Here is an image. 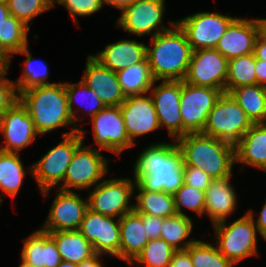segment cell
Instances as JSON below:
<instances>
[{
	"label": "cell",
	"instance_id": "obj_33",
	"mask_svg": "<svg viewBox=\"0 0 266 267\" xmlns=\"http://www.w3.org/2000/svg\"><path fill=\"white\" fill-rule=\"evenodd\" d=\"M256 58L253 53L228 60V74L225 82V93L234 88L257 84L255 72Z\"/></svg>",
	"mask_w": 266,
	"mask_h": 267
},
{
	"label": "cell",
	"instance_id": "obj_25",
	"mask_svg": "<svg viewBox=\"0 0 266 267\" xmlns=\"http://www.w3.org/2000/svg\"><path fill=\"white\" fill-rule=\"evenodd\" d=\"M236 163L266 171V123H254L235 145Z\"/></svg>",
	"mask_w": 266,
	"mask_h": 267
},
{
	"label": "cell",
	"instance_id": "obj_13",
	"mask_svg": "<svg viewBox=\"0 0 266 267\" xmlns=\"http://www.w3.org/2000/svg\"><path fill=\"white\" fill-rule=\"evenodd\" d=\"M228 60L216 49L192 52L184 82L194 86L219 89L225 93Z\"/></svg>",
	"mask_w": 266,
	"mask_h": 267
},
{
	"label": "cell",
	"instance_id": "obj_50",
	"mask_svg": "<svg viewBox=\"0 0 266 267\" xmlns=\"http://www.w3.org/2000/svg\"><path fill=\"white\" fill-rule=\"evenodd\" d=\"M11 59L0 48V76L8 72Z\"/></svg>",
	"mask_w": 266,
	"mask_h": 267
},
{
	"label": "cell",
	"instance_id": "obj_4",
	"mask_svg": "<svg viewBox=\"0 0 266 267\" xmlns=\"http://www.w3.org/2000/svg\"><path fill=\"white\" fill-rule=\"evenodd\" d=\"M184 166L200 168L211 179L232 177L235 146L202 133H188L176 139Z\"/></svg>",
	"mask_w": 266,
	"mask_h": 267
},
{
	"label": "cell",
	"instance_id": "obj_1",
	"mask_svg": "<svg viewBox=\"0 0 266 267\" xmlns=\"http://www.w3.org/2000/svg\"><path fill=\"white\" fill-rule=\"evenodd\" d=\"M175 142L154 143L134 164V181L144 190L174 195L184 183L183 155Z\"/></svg>",
	"mask_w": 266,
	"mask_h": 267
},
{
	"label": "cell",
	"instance_id": "obj_9",
	"mask_svg": "<svg viewBox=\"0 0 266 267\" xmlns=\"http://www.w3.org/2000/svg\"><path fill=\"white\" fill-rule=\"evenodd\" d=\"M100 149L83 146L75 150L72 160L66 170L63 182L58 186L63 191L88 189L96 186L108 173L107 158L100 154Z\"/></svg>",
	"mask_w": 266,
	"mask_h": 267
},
{
	"label": "cell",
	"instance_id": "obj_7",
	"mask_svg": "<svg viewBox=\"0 0 266 267\" xmlns=\"http://www.w3.org/2000/svg\"><path fill=\"white\" fill-rule=\"evenodd\" d=\"M253 124L235 99L223 93L210 111L202 134L235 146Z\"/></svg>",
	"mask_w": 266,
	"mask_h": 267
},
{
	"label": "cell",
	"instance_id": "obj_24",
	"mask_svg": "<svg viewBox=\"0 0 266 267\" xmlns=\"http://www.w3.org/2000/svg\"><path fill=\"white\" fill-rule=\"evenodd\" d=\"M23 243L21 260L33 267H58L62 258L49 233L38 229Z\"/></svg>",
	"mask_w": 266,
	"mask_h": 267
},
{
	"label": "cell",
	"instance_id": "obj_41",
	"mask_svg": "<svg viewBox=\"0 0 266 267\" xmlns=\"http://www.w3.org/2000/svg\"><path fill=\"white\" fill-rule=\"evenodd\" d=\"M56 3L63 5L75 21L77 16H89L101 11L105 4L103 0H53V6Z\"/></svg>",
	"mask_w": 266,
	"mask_h": 267
},
{
	"label": "cell",
	"instance_id": "obj_49",
	"mask_svg": "<svg viewBox=\"0 0 266 267\" xmlns=\"http://www.w3.org/2000/svg\"><path fill=\"white\" fill-rule=\"evenodd\" d=\"M102 254H95L90 259H87L78 264V267H103L102 262H100V257Z\"/></svg>",
	"mask_w": 266,
	"mask_h": 267
},
{
	"label": "cell",
	"instance_id": "obj_19",
	"mask_svg": "<svg viewBox=\"0 0 266 267\" xmlns=\"http://www.w3.org/2000/svg\"><path fill=\"white\" fill-rule=\"evenodd\" d=\"M146 94L128 96L120 105L126 132L134 145L137 137L160 128L152 98Z\"/></svg>",
	"mask_w": 266,
	"mask_h": 267
},
{
	"label": "cell",
	"instance_id": "obj_15",
	"mask_svg": "<svg viewBox=\"0 0 266 267\" xmlns=\"http://www.w3.org/2000/svg\"><path fill=\"white\" fill-rule=\"evenodd\" d=\"M0 133L5 143L0 150L13 153H19L31 145L39 135L27 109L19 100L0 116Z\"/></svg>",
	"mask_w": 266,
	"mask_h": 267
},
{
	"label": "cell",
	"instance_id": "obj_26",
	"mask_svg": "<svg viewBox=\"0 0 266 267\" xmlns=\"http://www.w3.org/2000/svg\"><path fill=\"white\" fill-rule=\"evenodd\" d=\"M120 220L119 259L130 264L143 250L149 239L142 223V214L135 210L124 214Z\"/></svg>",
	"mask_w": 266,
	"mask_h": 267
},
{
	"label": "cell",
	"instance_id": "obj_5",
	"mask_svg": "<svg viewBox=\"0 0 266 267\" xmlns=\"http://www.w3.org/2000/svg\"><path fill=\"white\" fill-rule=\"evenodd\" d=\"M85 134L81 128L63 133L64 139L28 169L45 197L53 187L63 182L75 150L84 143Z\"/></svg>",
	"mask_w": 266,
	"mask_h": 267
},
{
	"label": "cell",
	"instance_id": "obj_32",
	"mask_svg": "<svg viewBox=\"0 0 266 267\" xmlns=\"http://www.w3.org/2000/svg\"><path fill=\"white\" fill-rule=\"evenodd\" d=\"M193 222L187 215L176 214L166 217L161 226L160 238L175 250H186L196 239H185L190 236L193 229Z\"/></svg>",
	"mask_w": 266,
	"mask_h": 267
},
{
	"label": "cell",
	"instance_id": "obj_11",
	"mask_svg": "<svg viewBox=\"0 0 266 267\" xmlns=\"http://www.w3.org/2000/svg\"><path fill=\"white\" fill-rule=\"evenodd\" d=\"M165 11V0H135L121 10L116 28H122L137 36L147 34L154 37L171 29L161 23Z\"/></svg>",
	"mask_w": 266,
	"mask_h": 267
},
{
	"label": "cell",
	"instance_id": "obj_14",
	"mask_svg": "<svg viewBox=\"0 0 266 267\" xmlns=\"http://www.w3.org/2000/svg\"><path fill=\"white\" fill-rule=\"evenodd\" d=\"M93 212H85L79 231L88 240L96 254L110 255L119 258L120 220Z\"/></svg>",
	"mask_w": 266,
	"mask_h": 267
},
{
	"label": "cell",
	"instance_id": "obj_10",
	"mask_svg": "<svg viewBox=\"0 0 266 267\" xmlns=\"http://www.w3.org/2000/svg\"><path fill=\"white\" fill-rule=\"evenodd\" d=\"M223 93L219 89L194 86L181 81L180 114L183 136L202 133L210 111Z\"/></svg>",
	"mask_w": 266,
	"mask_h": 267
},
{
	"label": "cell",
	"instance_id": "obj_30",
	"mask_svg": "<svg viewBox=\"0 0 266 267\" xmlns=\"http://www.w3.org/2000/svg\"><path fill=\"white\" fill-rule=\"evenodd\" d=\"M135 188L139 192L135 195L136 202L134 210L140 214H147L157 217H171L176 215L174 197L172 194L162 192H152L142 189L137 183Z\"/></svg>",
	"mask_w": 266,
	"mask_h": 267
},
{
	"label": "cell",
	"instance_id": "obj_40",
	"mask_svg": "<svg viewBox=\"0 0 266 267\" xmlns=\"http://www.w3.org/2000/svg\"><path fill=\"white\" fill-rule=\"evenodd\" d=\"M173 197L177 214L186 215L183 207L196 212L200 217L205 214V191L194 189L183 183Z\"/></svg>",
	"mask_w": 266,
	"mask_h": 267
},
{
	"label": "cell",
	"instance_id": "obj_12",
	"mask_svg": "<svg viewBox=\"0 0 266 267\" xmlns=\"http://www.w3.org/2000/svg\"><path fill=\"white\" fill-rule=\"evenodd\" d=\"M235 18L213 12H197L176 21L185 32L193 51L215 49Z\"/></svg>",
	"mask_w": 266,
	"mask_h": 267
},
{
	"label": "cell",
	"instance_id": "obj_2",
	"mask_svg": "<svg viewBox=\"0 0 266 267\" xmlns=\"http://www.w3.org/2000/svg\"><path fill=\"white\" fill-rule=\"evenodd\" d=\"M169 23L171 29L152 37L153 47H146L155 81H183L193 52L185 32L176 21Z\"/></svg>",
	"mask_w": 266,
	"mask_h": 267
},
{
	"label": "cell",
	"instance_id": "obj_53",
	"mask_svg": "<svg viewBox=\"0 0 266 267\" xmlns=\"http://www.w3.org/2000/svg\"><path fill=\"white\" fill-rule=\"evenodd\" d=\"M10 16V11L8 5L0 3V24L5 21L6 18Z\"/></svg>",
	"mask_w": 266,
	"mask_h": 267
},
{
	"label": "cell",
	"instance_id": "obj_54",
	"mask_svg": "<svg viewBox=\"0 0 266 267\" xmlns=\"http://www.w3.org/2000/svg\"><path fill=\"white\" fill-rule=\"evenodd\" d=\"M58 267H78V264L62 260Z\"/></svg>",
	"mask_w": 266,
	"mask_h": 267
},
{
	"label": "cell",
	"instance_id": "obj_43",
	"mask_svg": "<svg viewBox=\"0 0 266 267\" xmlns=\"http://www.w3.org/2000/svg\"><path fill=\"white\" fill-rule=\"evenodd\" d=\"M184 184L205 191L210 185L212 179L200 168L193 166H184Z\"/></svg>",
	"mask_w": 266,
	"mask_h": 267
},
{
	"label": "cell",
	"instance_id": "obj_39",
	"mask_svg": "<svg viewBox=\"0 0 266 267\" xmlns=\"http://www.w3.org/2000/svg\"><path fill=\"white\" fill-rule=\"evenodd\" d=\"M7 5L10 15L30 29V21L53 8V0H10Z\"/></svg>",
	"mask_w": 266,
	"mask_h": 267
},
{
	"label": "cell",
	"instance_id": "obj_51",
	"mask_svg": "<svg viewBox=\"0 0 266 267\" xmlns=\"http://www.w3.org/2000/svg\"><path fill=\"white\" fill-rule=\"evenodd\" d=\"M105 4L111 5L122 10L123 8L132 4L135 0H103Z\"/></svg>",
	"mask_w": 266,
	"mask_h": 267
},
{
	"label": "cell",
	"instance_id": "obj_34",
	"mask_svg": "<svg viewBox=\"0 0 266 267\" xmlns=\"http://www.w3.org/2000/svg\"><path fill=\"white\" fill-rule=\"evenodd\" d=\"M30 29L10 15L0 24V48L11 59L17 52L28 46Z\"/></svg>",
	"mask_w": 266,
	"mask_h": 267
},
{
	"label": "cell",
	"instance_id": "obj_3",
	"mask_svg": "<svg viewBox=\"0 0 266 267\" xmlns=\"http://www.w3.org/2000/svg\"><path fill=\"white\" fill-rule=\"evenodd\" d=\"M18 100L27 109L39 135L62 126L80 129L75 126L69 110L65 82L29 88L19 93Z\"/></svg>",
	"mask_w": 266,
	"mask_h": 267
},
{
	"label": "cell",
	"instance_id": "obj_42",
	"mask_svg": "<svg viewBox=\"0 0 266 267\" xmlns=\"http://www.w3.org/2000/svg\"><path fill=\"white\" fill-rule=\"evenodd\" d=\"M6 75L8 72L0 76V116L18 100L15 83Z\"/></svg>",
	"mask_w": 266,
	"mask_h": 267
},
{
	"label": "cell",
	"instance_id": "obj_17",
	"mask_svg": "<svg viewBox=\"0 0 266 267\" xmlns=\"http://www.w3.org/2000/svg\"><path fill=\"white\" fill-rule=\"evenodd\" d=\"M87 209L88 199L83 200L80 193L59 189L41 230L46 232L79 230Z\"/></svg>",
	"mask_w": 266,
	"mask_h": 267
},
{
	"label": "cell",
	"instance_id": "obj_6",
	"mask_svg": "<svg viewBox=\"0 0 266 267\" xmlns=\"http://www.w3.org/2000/svg\"><path fill=\"white\" fill-rule=\"evenodd\" d=\"M253 213L254 211L249 209L246 214L228 225L227 220L213 224L214 243H217L219 251L233 264L258 255V230Z\"/></svg>",
	"mask_w": 266,
	"mask_h": 267
},
{
	"label": "cell",
	"instance_id": "obj_22",
	"mask_svg": "<svg viewBox=\"0 0 266 267\" xmlns=\"http://www.w3.org/2000/svg\"><path fill=\"white\" fill-rule=\"evenodd\" d=\"M146 47L143 42L122 39L106 45V47L92 56L103 66L117 73L135 63L142 62L146 57Z\"/></svg>",
	"mask_w": 266,
	"mask_h": 267
},
{
	"label": "cell",
	"instance_id": "obj_20",
	"mask_svg": "<svg viewBox=\"0 0 266 267\" xmlns=\"http://www.w3.org/2000/svg\"><path fill=\"white\" fill-rule=\"evenodd\" d=\"M82 81L91 88L105 106H120L126 99L117 74L103 66L92 55L87 57Z\"/></svg>",
	"mask_w": 266,
	"mask_h": 267
},
{
	"label": "cell",
	"instance_id": "obj_44",
	"mask_svg": "<svg viewBox=\"0 0 266 267\" xmlns=\"http://www.w3.org/2000/svg\"><path fill=\"white\" fill-rule=\"evenodd\" d=\"M164 218L142 214V223L146 230L147 238L158 239L161 235V226Z\"/></svg>",
	"mask_w": 266,
	"mask_h": 267
},
{
	"label": "cell",
	"instance_id": "obj_27",
	"mask_svg": "<svg viewBox=\"0 0 266 267\" xmlns=\"http://www.w3.org/2000/svg\"><path fill=\"white\" fill-rule=\"evenodd\" d=\"M55 241L62 260L79 264L96 253L79 230L48 232Z\"/></svg>",
	"mask_w": 266,
	"mask_h": 267
},
{
	"label": "cell",
	"instance_id": "obj_36",
	"mask_svg": "<svg viewBox=\"0 0 266 267\" xmlns=\"http://www.w3.org/2000/svg\"><path fill=\"white\" fill-rule=\"evenodd\" d=\"M65 87L69 110L76 127H78L77 120L79 121V119L81 120V118L76 116V113H78L80 110L78 108L80 107H77L76 110L75 108H73V103L75 102V100L78 101V99H84L82 102H88L86 106L88 105L87 108L89 109H87L86 112L88 113L87 116H91L90 118L94 117L99 111L103 110L106 107L102 100L95 94V92L91 88H89L82 80H80V82L78 83H65Z\"/></svg>",
	"mask_w": 266,
	"mask_h": 267
},
{
	"label": "cell",
	"instance_id": "obj_38",
	"mask_svg": "<svg viewBox=\"0 0 266 267\" xmlns=\"http://www.w3.org/2000/svg\"><path fill=\"white\" fill-rule=\"evenodd\" d=\"M193 267H234L218 249L217 245L196 240L187 249Z\"/></svg>",
	"mask_w": 266,
	"mask_h": 267
},
{
	"label": "cell",
	"instance_id": "obj_45",
	"mask_svg": "<svg viewBox=\"0 0 266 267\" xmlns=\"http://www.w3.org/2000/svg\"><path fill=\"white\" fill-rule=\"evenodd\" d=\"M168 267H193L187 250H176Z\"/></svg>",
	"mask_w": 266,
	"mask_h": 267
},
{
	"label": "cell",
	"instance_id": "obj_52",
	"mask_svg": "<svg viewBox=\"0 0 266 267\" xmlns=\"http://www.w3.org/2000/svg\"><path fill=\"white\" fill-rule=\"evenodd\" d=\"M258 25L259 35L266 40V18L255 19Z\"/></svg>",
	"mask_w": 266,
	"mask_h": 267
},
{
	"label": "cell",
	"instance_id": "obj_55",
	"mask_svg": "<svg viewBox=\"0 0 266 267\" xmlns=\"http://www.w3.org/2000/svg\"><path fill=\"white\" fill-rule=\"evenodd\" d=\"M19 267H33L32 265H29L27 263H25L24 261L21 260V264Z\"/></svg>",
	"mask_w": 266,
	"mask_h": 267
},
{
	"label": "cell",
	"instance_id": "obj_48",
	"mask_svg": "<svg viewBox=\"0 0 266 267\" xmlns=\"http://www.w3.org/2000/svg\"><path fill=\"white\" fill-rule=\"evenodd\" d=\"M255 226L261 237L266 241V201L255 222Z\"/></svg>",
	"mask_w": 266,
	"mask_h": 267
},
{
	"label": "cell",
	"instance_id": "obj_35",
	"mask_svg": "<svg viewBox=\"0 0 266 267\" xmlns=\"http://www.w3.org/2000/svg\"><path fill=\"white\" fill-rule=\"evenodd\" d=\"M17 53L26 55L23 74L19 80L14 81L18 94L35 86L56 84V82L52 83L47 81L49 77L48 66L44 61L32 60V55L28 46Z\"/></svg>",
	"mask_w": 266,
	"mask_h": 267
},
{
	"label": "cell",
	"instance_id": "obj_47",
	"mask_svg": "<svg viewBox=\"0 0 266 267\" xmlns=\"http://www.w3.org/2000/svg\"><path fill=\"white\" fill-rule=\"evenodd\" d=\"M253 54L255 58L266 61V40L260 35L256 38Z\"/></svg>",
	"mask_w": 266,
	"mask_h": 267
},
{
	"label": "cell",
	"instance_id": "obj_8",
	"mask_svg": "<svg viewBox=\"0 0 266 267\" xmlns=\"http://www.w3.org/2000/svg\"><path fill=\"white\" fill-rule=\"evenodd\" d=\"M135 181L130 178H112L100 181L90 190L88 208L107 217L120 218L134 210L130 205L135 190Z\"/></svg>",
	"mask_w": 266,
	"mask_h": 267
},
{
	"label": "cell",
	"instance_id": "obj_28",
	"mask_svg": "<svg viewBox=\"0 0 266 267\" xmlns=\"http://www.w3.org/2000/svg\"><path fill=\"white\" fill-rule=\"evenodd\" d=\"M117 77L125 97L149 93L154 83L147 57L142 61L118 71Z\"/></svg>",
	"mask_w": 266,
	"mask_h": 267
},
{
	"label": "cell",
	"instance_id": "obj_18",
	"mask_svg": "<svg viewBox=\"0 0 266 267\" xmlns=\"http://www.w3.org/2000/svg\"><path fill=\"white\" fill-rule=\"evenodd\" d=\"M150 89L160 127L165 126L169 136L176 140L183 136V121L180 114L181 81H162Z\"/></svg>",
	"mask_w": 266,
	"mask_h": 267
},
{
	"label": "cell",
	"instance_id": "obj_21",
	"mask_svg": "<svg viewBox=\"0 0 266 267\" xmlns=\"http://www.w3.org/2000/svg\"><path fill=\"white\" fill-rule=\"evenodd\" d=\"M258 35L259 30L255 19L235 18L220 38L215 49L227 60L248 55L253 53Z\"/></svg>",
	"mask_w": 266,
	"mask_h": 267
},
{
	"label": "cell",
	"instance_id": "obj_57",
	"mask_svg": "<svg viewBox=\"0 0 266 267\" xmlns=\"http://www.w3.org/2000/svg\"><path fill=\"white\" fill-rule=\"evenodd\" d=\"M2 202H3V198L1 197V194H0V205Z\"/></svg>",
	"mask_w": 266,
	"mask_h": 267
},
{
	"label": "cell",
	"instance_id": "obj_16",
	"mask_svg": "<svg viewBox=\"0 0 266 267\" xmlns=\"http://www.w3.org/2000/svg\"><path fill=\"white\" fill-rule=\"evenodd\" d=\"M95 144L116 155L134 147L125 128L120 106H107L91 118Z\"/></svg>",
	"mask_w": 266,
	"mask_h": 267
},
{
	"label": "cell",
	"instance_id": "obj_56",
	"mask_svg": "<svg viewBox=\"0 0 266 267\" xmlns=\"http://www.w3.org/2000/svg\"><path fill=\"white\" fill-rule=\"evenodd\" d=\"M10 0H0V3L8 4Z\"/></svg>",
	"mask_w": 266,
	"mask_h": 267
},
{
	"label": "cell",
	"instance_id": "obj_23",
	"mask_svg": "<svg viewBox=\"0 0 266 267\" xmlns=\"http://www.w3.org/2000/svg\"><path fill=\"white\" fill-rule=\"evenodd\" d=\"M230 179H212L205 190V214L210 217L212 225L226 220L236 210L237 195Z\"/></svg>",
	"mask_w": 266,
	"mask_h": 267
},
{
	"label": "cell",
	"instance_id": "obj_29",
	"mask_svg": "<svg viewBox=\"0 0 266 267\" xmlns=\"http://www.w3.org/2000/svg\"><path fill=\"white\" fill-rule=\"evenodd\" d=\"M253 123H266V87L240 86L229 93Z\"/></svg>",
	"mask_w": 266,
	"mask_h": 267
},
{
	"label": "cell",
	"instance_id": "obj_37",
	"mask_svg": "<svg viewBox=\"0 0 266 267\" xmlns=\"http://www.w3.org/2000/svg\"><path fill=\"white\" fill-rule=\"evenodd\" d=\"M176 250L163 239H150L130 265L168 267Z\"/></svg>",
	"mask_w": 266,
	"mask_h": 267
},
{
	"label": "cell",
	"instance_id": "obj_31",
	"mask_svg": "<svg viewBox=\"0 0 266 267\" xmlns=\"http://www.w3.org/2000/svg\"><path fill=\"white\" fill-rule=\"evenodd\" d=\"M24 177L26 176L20 153L0 150V190L12 198L16 197Z\"/></svg>",
	"mask_w": 266,
	"mask_h": 267
},
{
	"label": "cell",
	"instance_id": "obj_46",
	"mask_svg": "<svg viewBox=\"0 0 266 267\" xmlns=\"http://www.w3.org/2000/svg\"><path fill=\"white\" fill-rule=\"evenodd\" d=\"M255 72L257 84L266 87V61L256 58Z\"/></svg>",
	"mask_w": 266,
	"mask_h": 267
}]
</instances>
